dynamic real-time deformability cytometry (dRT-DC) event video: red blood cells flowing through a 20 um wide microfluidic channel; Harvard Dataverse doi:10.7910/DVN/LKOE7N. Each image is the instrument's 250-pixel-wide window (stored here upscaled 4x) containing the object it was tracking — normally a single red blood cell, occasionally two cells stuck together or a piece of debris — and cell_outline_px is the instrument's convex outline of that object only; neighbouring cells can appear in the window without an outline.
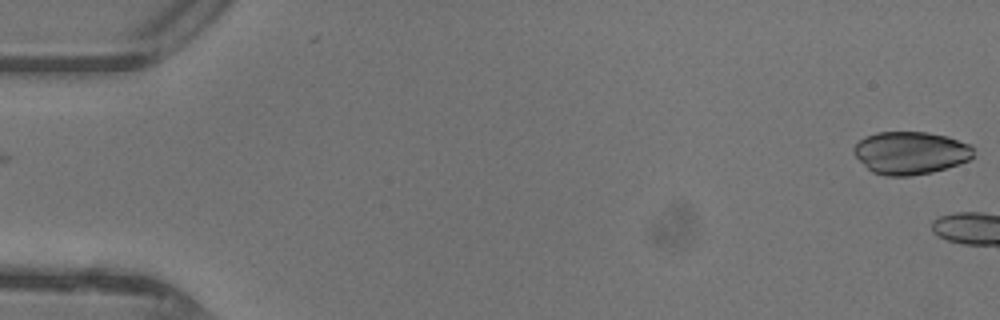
{"species": "common noctule bat (a hibernating species)", "species_latin": "Nyctalus noctula", "temperature_condition": "warm", "stored_images_in_passage": 4, "camera_frame_rate_fps": 3000, "um_per_image_px": 0.085, "animal": {"sex": "female"}, "frame": {"image": 1, "passage_image": 1, "time_ms": 0.0, "image_size_px": [1000, 320], "cell_outline_px": [[972, 156], [968, 160], [960, 164], [932, 172], [908, 176], [888, 176], [872, 172], [852, 152], [852, 148], [864, 136], [876, 132], [924, 132], [948, 136], [972, 144]], "centroid_in_image_um": [77.39, 12.98], "position_along_channel_um": 7.6, "area_um2": 29.82}}